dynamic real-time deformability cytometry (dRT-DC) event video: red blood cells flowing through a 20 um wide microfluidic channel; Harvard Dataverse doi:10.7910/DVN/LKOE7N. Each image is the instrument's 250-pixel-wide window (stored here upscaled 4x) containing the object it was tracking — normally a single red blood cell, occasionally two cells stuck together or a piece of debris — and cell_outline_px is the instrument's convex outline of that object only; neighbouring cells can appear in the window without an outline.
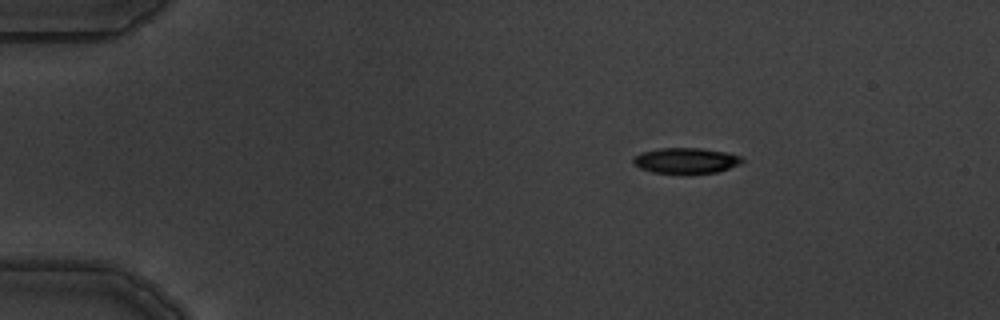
{"species": "common noctule bat (a hibernating species)", "species_latin": "Nyctalus noctula", "temperature_condition": "warm", "stored_images_in_passage": 3, "camera_frame_rate_fps": 3000, "um_per_image_px": 0.085, "animal": {"sex": "male", "body_mass_g": 19.5, "forearm_length_mm": 54.6}, "frame": {"image": 1, "passage_image": 1, "time_ms": 0.0, "image_size_px": [1000, 320], "cell_outline_px": [[744, 160], [740, 164], [716, 172], [652, 172], [640, 168], [632, 164], [632, 156], [640, 152], [660, 148], [700, 148], [724, 152], [740, 156]], "centroid_in_image_um": [58.23, 13.62], "position_along_channel_um": 26.8, "area_um2": 15.95}}